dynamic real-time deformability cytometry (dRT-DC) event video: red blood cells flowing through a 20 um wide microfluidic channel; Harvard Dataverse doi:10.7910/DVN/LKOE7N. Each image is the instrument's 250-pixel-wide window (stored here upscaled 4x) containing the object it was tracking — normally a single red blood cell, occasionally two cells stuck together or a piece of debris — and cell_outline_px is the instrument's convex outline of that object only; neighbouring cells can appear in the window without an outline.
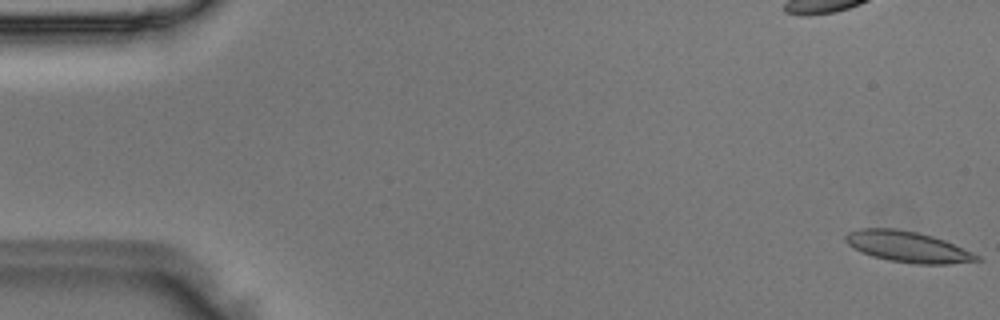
{"species": "Egyptian fruit bat (a non-hibernating species)", "species_latin": "Rousettus aegyptiacus", "temperature_condition": "room temperature", "stored_images_in_passage": 4, "camera_frame_rate_fps": 3000, "um_per_image_px": 0.085, "animal": {"sex": "male"}, "frame": {"image": 1, "passage_image": 1, "time_ms": 0.0, "image_size_px": [1000, 320], "cell_outline_px": [[980, 260], [948, 264], [916, 264], [888, 260], [872, 256], [860, 252], [848, 244], [844, 240], [844, 236], [848, 232], [860, 228], [896, 228], [916, 232], [932, 236], [944, 240], [972, 252], [980, 256]], "centroid_in_image_um": [77.11, 20.97], "position_along_channel_um": 7.9, "area_um2": 23.58}}